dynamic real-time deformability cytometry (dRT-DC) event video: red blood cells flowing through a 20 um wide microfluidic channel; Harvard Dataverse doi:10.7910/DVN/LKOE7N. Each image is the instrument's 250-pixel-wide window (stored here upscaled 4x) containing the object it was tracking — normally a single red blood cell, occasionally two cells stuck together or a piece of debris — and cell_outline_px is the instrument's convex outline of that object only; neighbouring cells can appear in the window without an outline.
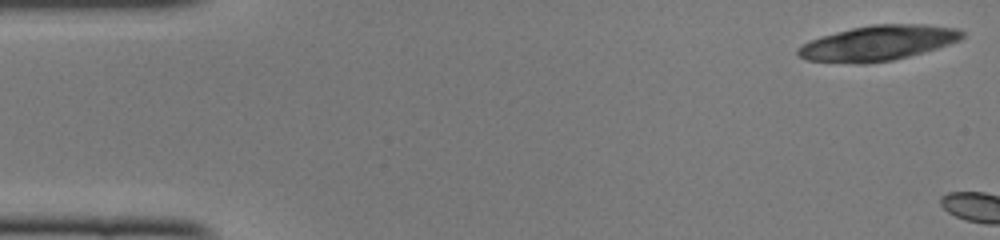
{"species": "common noctule bat (a hibernating species)", "species_latin": "Nyctalus noctula", "temperature_condition": "cold", "stored_images_in_passage": 3, "camera_frame_rate_fps": 3000, "um_per_image_px": 0.085, "animal": {"sex": "female", "body_mass_g": 22.0, "forearm_length_mm": 56.7}, "frame": {"image": 1, "passage_image": 1, "time_ms": 0.0, "image_size_px": [1000, 240], "cell_outline_px": [[964, 36], [960, 40], [936, 48], [908, 56], [892, 60], [808, 60], [800, 56], [796, 52], [796, 48], [812, 40], [824, 36], [852, 28], [872, 24], [924, 24], [956, 28], [964, 32]], "centroid_in_image_um": [74.73, 3.59], "position_along_channel_um": 10.3, "area_um2": 31.91}}